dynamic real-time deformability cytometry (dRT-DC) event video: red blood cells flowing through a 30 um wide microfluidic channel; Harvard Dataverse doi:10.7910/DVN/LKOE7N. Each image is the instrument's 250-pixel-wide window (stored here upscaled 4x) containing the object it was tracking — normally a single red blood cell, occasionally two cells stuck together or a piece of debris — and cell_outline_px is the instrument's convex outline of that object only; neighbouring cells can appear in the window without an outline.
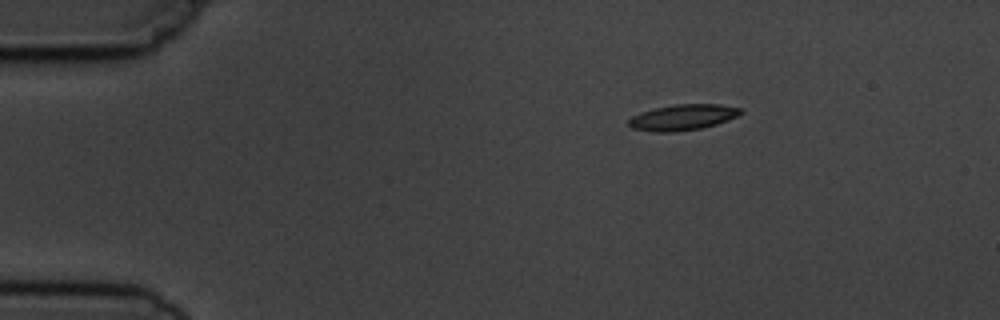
{"species": "common noctule bat (a hibernating species)", "species_latin": "Nyctalus noctula", "temperature_condition": "cold", "stored_images_in_passage": 3, "camera_frame_rate_fps": 3000, "um_per_image_px": 0.085, "animal": {"sex": "male", "body_mass_g": 19.5, "forearm_length_mm": 54.6}, "frame": {"image": 1, "passage_image": 1, "time_ms": 0.0, "image_size_px": [1000, 320], "cell_outline_px": [[744, 112], [728, 120], [716, 124], [700, 128], [672, 132], [656, 132], [632, 128], [628, 124], [628, 120], [632, 116], [640, 112], [656, 108], [676, 104], [720, 104], [740, 108]], "centroid_in_image_um": [58.03, 9.97], "position_along_channel_um": 27.0, "area_um2": 16.7}}